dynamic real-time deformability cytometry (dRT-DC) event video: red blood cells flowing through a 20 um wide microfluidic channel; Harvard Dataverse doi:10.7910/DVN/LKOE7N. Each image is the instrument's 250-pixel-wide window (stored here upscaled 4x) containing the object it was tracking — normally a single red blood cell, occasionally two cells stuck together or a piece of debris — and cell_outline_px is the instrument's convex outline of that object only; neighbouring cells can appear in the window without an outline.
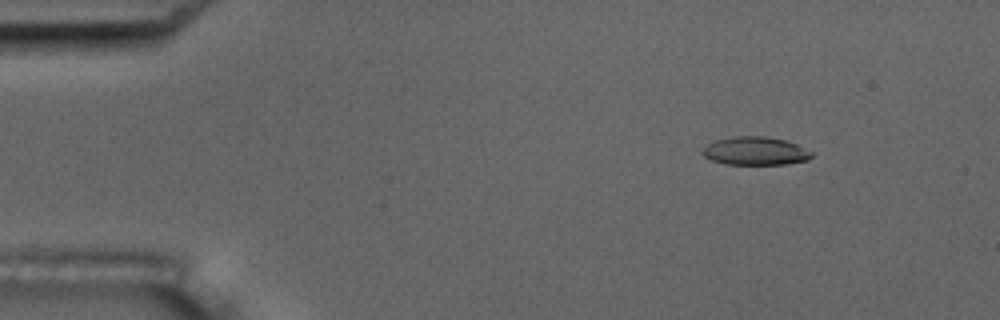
{"species": "common noctule bat (a hibernating species)", "species_latin": "Nyctalus noctula", "temperature_condition": "room temperature", "stored_images_in_passage": 4, "camera_frame_rate_fps": 3000, "um_per_image_px": 0.085, "animal": {"sex": "male", "body_mass_g": 17.5, "forearm_length_mm": 52.3}, "frame": {"image": 1, "passage_image": 2, "time_ms": 2.0, "image_size_px": [1000, 320], "cell_outline_px": [[812, 156], [808, 160], [784, 164], [724, 164], [712, 160], [704, 156], [700, 152], [708, 144], [716, 140], [732, 136], [764, 136], [784, 140], [796, 144], [812, 152]], "centroid_in_image_um": [64.18, 12.83], "position_along_channel_um": 20.8, "area_um2": 17.86}}